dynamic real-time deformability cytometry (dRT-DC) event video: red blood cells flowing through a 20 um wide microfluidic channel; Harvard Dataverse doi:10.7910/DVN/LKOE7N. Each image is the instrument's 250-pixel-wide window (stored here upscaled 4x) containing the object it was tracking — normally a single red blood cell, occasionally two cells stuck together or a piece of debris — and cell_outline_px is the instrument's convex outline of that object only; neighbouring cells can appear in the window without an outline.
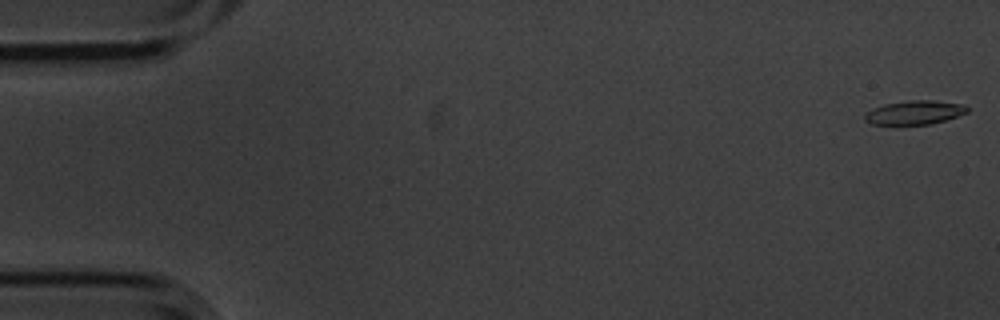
{"species": "common noctule bat (a hibernating species)", "species_latin": "Nyctalus noctula", "temperature_condition": "cold", "stored_images_in_passage": 4, "camera_frame_rate_fps": 3000, "um_per_image_px": 0.085, "animal": {"sex": "male", "body_mass_g": 20.1, "forearm_length_mm": 53.5}, "frame": {"image": 1, "passage_image": 1, "time_ms": 0.0, "image_size_px": [1000, 320], "cell_outline_px": [[968, 112], [932, 124], [892, 128], [872, 124], [864, 120], [864, 112], [872, 108], [884, 104], [912, 100], [932, 100], [964, 104], [968, 108]], "centroid_in_image_um": [77.63, 9.62], "position_along_channel_um": 7.4, "area_um2": 15.09}}
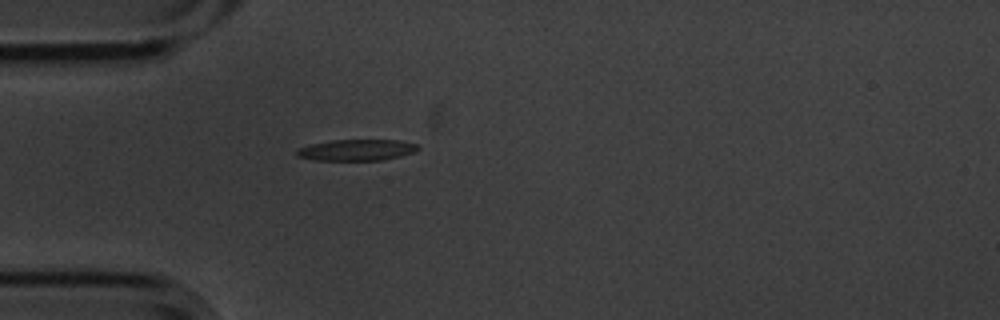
{"frame": {"image": 2, "passage_image": 4, "time_ms": 1.0, "image_size_px": [1000, 320], "cell_outline_px": [[420, 148], [416, 152], [400, 156], [380, 160], [312, 160], [296, 156], [296, 152], [300, 148], [312, 144], [332, 140], [400, 140], [416, 144]], "centroid_in_image_um": [30.34, 12.75], "position_along_channel_um": 54.7, "area_um2": 14.91}}